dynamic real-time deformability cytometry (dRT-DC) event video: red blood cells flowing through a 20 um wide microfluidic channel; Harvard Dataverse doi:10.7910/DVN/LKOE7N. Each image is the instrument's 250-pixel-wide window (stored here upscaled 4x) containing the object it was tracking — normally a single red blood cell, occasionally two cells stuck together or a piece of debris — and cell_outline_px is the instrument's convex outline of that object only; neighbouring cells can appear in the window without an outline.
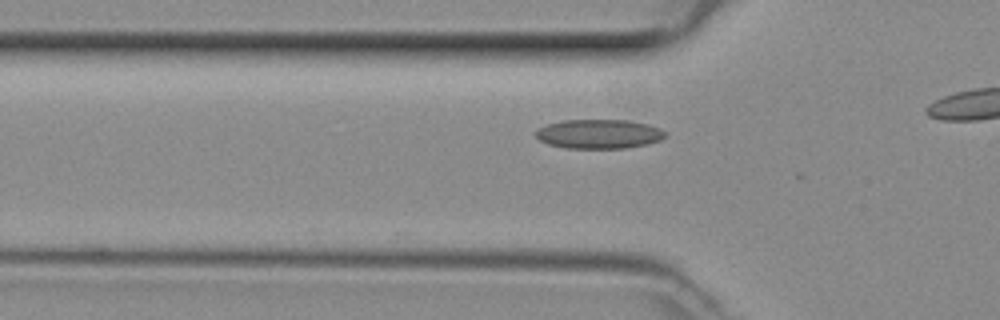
{"species": "common noctule bat (a hibernating species)", "species_latin": "Nyctalus noctula", "temperature_condition": "room temperature", "stored_images_in_passage": 8, "camera_frame_rate_fps": 3000, "um_per_image_px": 0.085, "animal": {"sex": "female", "body_mass_g": 29.2, "forearm_length_mm": 56.3}, "frame": {"image": 1, "passage_image": 3, "time_ms": 0.667, "image_size_px": [1000, 320], "cell_outline_px": [[664, 136], [660, 140], [644, 144], [624, 148], [568, 148], [548, 144], [540, 140], [536, 136], [536, 132], [540, 128], [548, 124], [564, 120], [628, 120], [648, 124], [660, 128], [664, 132]], "centroid_in_image_um": [50.9, 11.38], "position_along_channel_um": 74.9, "area_um2": 21.73}}
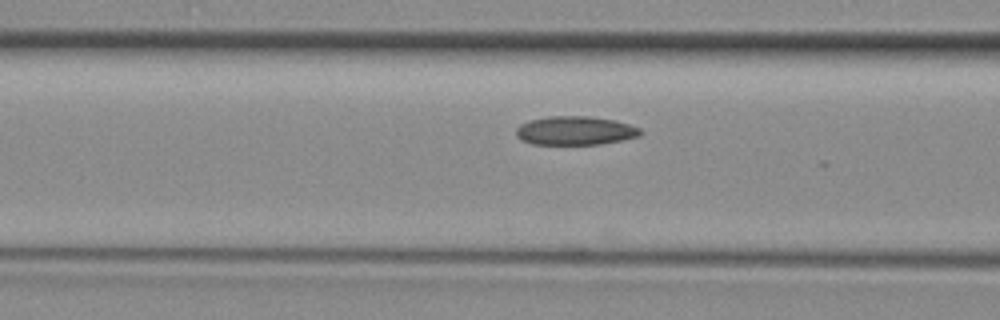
{"frame": {"image": 2, "passage_image": 6, "time_ms": 1.667, "image_size_px": [1000, 320], "cell_outline_px": [[640, 136], [600, 144], [532, 144], [520, 140], [516, 136], [516, 128], [520, 124], [528, 120], [548, 116], [588, 116], [616, 120], [640, 128]], "centroid_in_image_um": [48.84, 11.1], "position_along_channel_um": 117.8, "area_um2": 20.87}}